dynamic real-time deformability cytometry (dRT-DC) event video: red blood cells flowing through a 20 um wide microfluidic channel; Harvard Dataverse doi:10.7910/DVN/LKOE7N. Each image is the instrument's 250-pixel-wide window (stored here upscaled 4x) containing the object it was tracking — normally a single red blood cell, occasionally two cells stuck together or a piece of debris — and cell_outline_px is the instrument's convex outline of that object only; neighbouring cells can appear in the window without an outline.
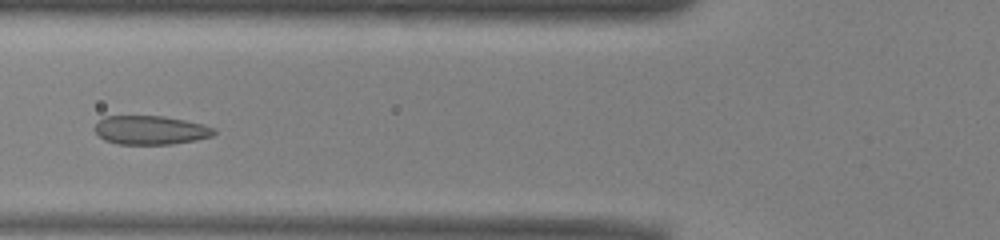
{"species": "common noctule bat (a hibernating species)", "species_latin": "Nyctalus noctula", "temperature_condition": "warm", "stored_images_in_passage": 38, "camera_frame_rate_fps": 3000, "um_per_image_px": 0.085, "animal": {"sex": "male", "body_mass_g": 13.0, "forearm_length_mm": 53.1}, "frame": {"image": 1, "passage_image": 6, "time_ms": 1.667, "image_size_px": [1000, 240], "cell_outline_px": [[216, 132], [212, 136], [196, 140], [172, 144], [116, 144], [104, 140], [96, 132], [96, 124], [104, 116], [164, 116], [184, 120], [216, 128]], "centroid_in_image_um": [12.81, 11.06], "position_along_channel_um": 113.0, "area_um2": 19.94}}
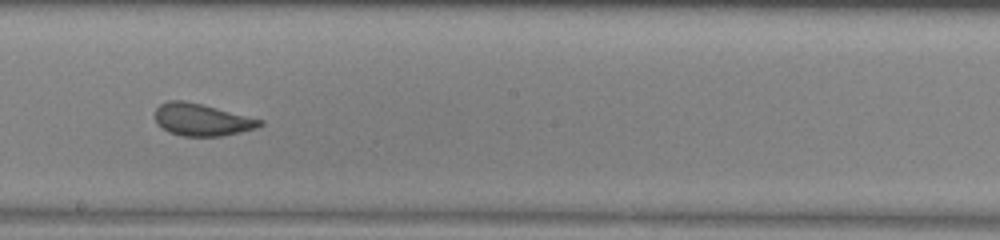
{"frame": {"image": 2, "passage_image": 15, "time_ms": 4.667, "image_size_px": [1000, 240], "cell_outline_px": [[264, 124], [256, 128], [240, 132], [220, 136], [180, 136], [168, 132], [156, 124], [156, 108], [160, 104], [168, 100], [184, 100], [264, 120]], "centroid_in_image_um": [17.13, 10.18], "position_along_channel_um": 231.1, "area_um2": 19.59}}
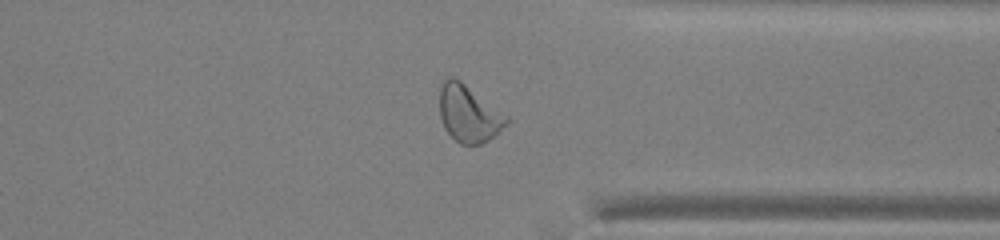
{"frame": {"image": 3, "passage_image": 26, "time_ms": 8.333, "image_size_px": [1000, 240], "cell_outline_px": [[508, 124], [488, 140], [480, 144], [460, 144], [444, 128], [440, 116], [440, 88], [444, 80], [448, 76], [456, 76], [508, 116]], "centroid_in_image_um": [39.83, 9.63], "position_along_channel_um": 371.6, "area_um2": 22.2}, "authors_computed_cell_mechanics": {"area_um2": 20.8947, "velocity_mm_per_s": 3.9461, "shape_relaxation_time_tau1_ms": 6.0076, "shape_relaxation_time_tau2_ms": 0.9535, "deformation_change_tau1": 0.14, "deformation_change_tau2": 0.0584}}